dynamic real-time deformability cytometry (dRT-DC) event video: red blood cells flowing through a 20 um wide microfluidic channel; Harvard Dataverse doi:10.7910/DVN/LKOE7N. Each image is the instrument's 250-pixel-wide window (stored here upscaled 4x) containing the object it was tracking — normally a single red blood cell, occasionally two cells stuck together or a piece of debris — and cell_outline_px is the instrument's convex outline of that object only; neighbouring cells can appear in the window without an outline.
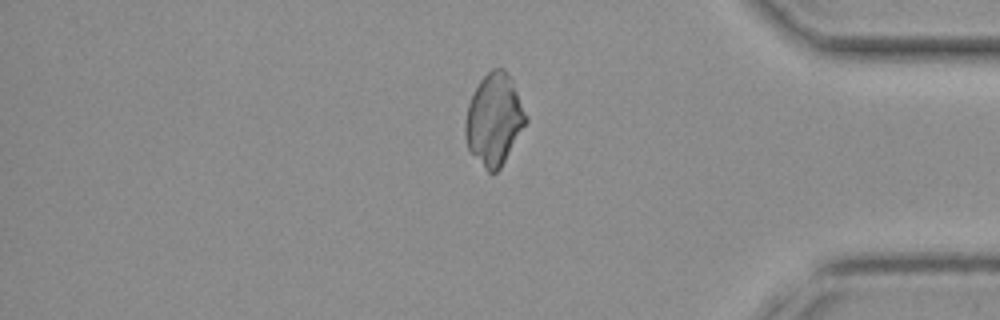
{"species": "common noctule bat (a hibernating species)", "species_latin": "Nyctalus noctula", "temperature_condition": "cold", "stored_images_in_passage": 50, "camera_frame_rate_fps": 3000, "um_per_image_px": 0.085, "animal": {"sex": "female", "body_mass_g": 19.3, "forearm_length_mm": 54.1}, "frame": {"image": 1, "passage_image": 42, "time_ms": 13.667, "image_size_px": [1000, 320], "cell_outline_px": [[528, 120], [500, 168], [496, 172], [488, 172], [484, 168], [468, 148], [464, 132], [464, 124], [468, 104], [480, 80], [492, 68], [504, 68], [512, 76], [528, 116]], "centroid_in_image_um": [42.02, 10.11], "position_along_channel_um": 393.2, "area_um2": 32.37}}